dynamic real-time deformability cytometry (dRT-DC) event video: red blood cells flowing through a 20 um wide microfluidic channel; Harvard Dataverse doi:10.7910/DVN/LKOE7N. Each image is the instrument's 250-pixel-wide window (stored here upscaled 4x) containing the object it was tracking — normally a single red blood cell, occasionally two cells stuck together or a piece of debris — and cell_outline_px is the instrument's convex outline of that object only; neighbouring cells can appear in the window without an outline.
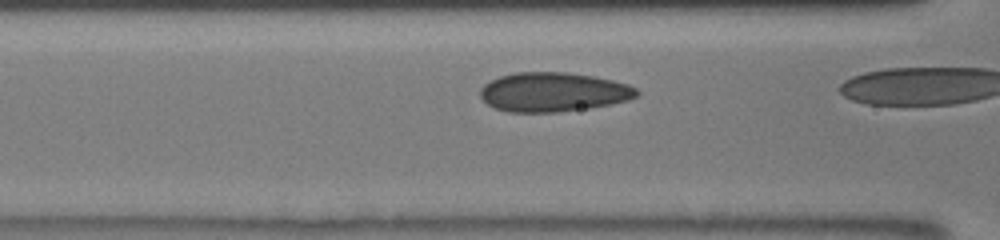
{"species": "human", "species_latin": "Homo sapiens", "temperature_condition": "room temperature", "stored_images_in_passage": 26, "camera_frame_rate_fps": 3000, "um_per_image_px": 0.085, "donor": {"sex": "male"}, "frame": {"image": 1, "passage_image": 14, "time_ms": 1.667, "image_size_px": [1000, 240], "cell_outline_px": [[640, 92], [636, 96], [628, 100], [612, 104], [588, 108], [560, 112], [508, 112], [496, 108], [488, 104], [480, 96], [480, 88], [484, 84], [500, 76], [516, 72], [564, 72], [592, 76], [612, 80], [628, 84], [636, 88]], "centroid_in_image_um": [47.03, 7.83], "position_along_channel_um": 119.6, "area_um2": 35.78}}
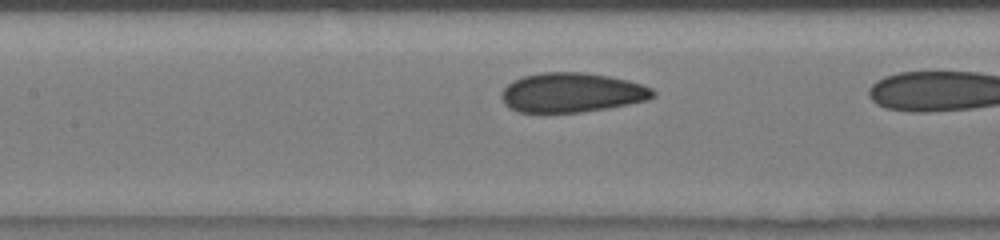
{"frame": {"image": 2, "passage_image": 23, "time_ms": 2.667, "image_size_px": [1000, 240], "cell_outline_px": [[656, 96], [648, 100], [608, 108], [580, 112], [520, 112], [508, 108], [504, 104], [500, 96], [500, 92], [512, 80], [524, 76], [544, 72], [584, 72], [608, 76], [628, 80], [652, 88], [656, 92]], "centroid_in_image_um": [48.59, 7.87], "position_along_channel_um": 158.8, "area_um2": 35.03}}